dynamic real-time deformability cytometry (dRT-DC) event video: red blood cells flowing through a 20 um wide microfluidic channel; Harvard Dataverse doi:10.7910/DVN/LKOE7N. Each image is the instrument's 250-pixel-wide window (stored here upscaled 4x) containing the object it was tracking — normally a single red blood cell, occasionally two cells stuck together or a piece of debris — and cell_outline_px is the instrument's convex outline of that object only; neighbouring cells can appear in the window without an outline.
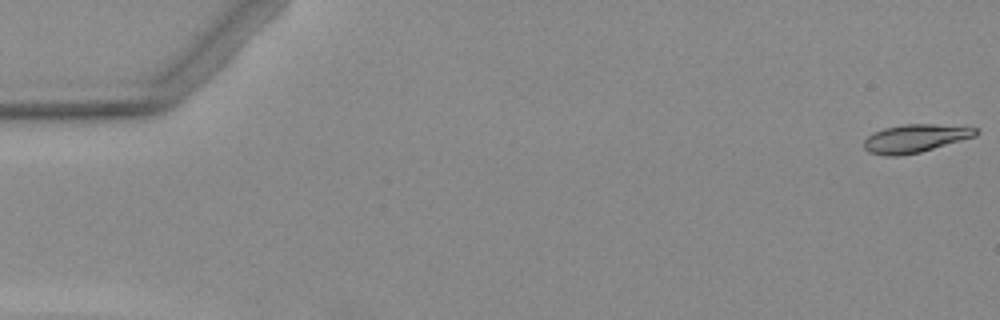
{"species": "Egyptian fruit bat (a non-hibernating species)", "species_latin": "Rousettus aegyptiacus", "temperature_condition": "warm", "stored_images_in_passage": 4, "camera_frame_rate_fps": 3000, "um_per_image_px": 0.085, "animal": {"sex": "female"}, "frame": {"image": 1, "passage_image": 1, "time_ms": 0.0, "image_size_px": [1000, 320], "cell_outline_px": [[980, 132], [976, 136], [920, 152], [900, 156], [884, 156], [868, 152], [864, 148], [864, 140], [872, 132], [884, 128], [904, 124], [936, 124], [976, 128]], "centroid_in_image_um": [77.76, 11.77], "position_along_channel_um": 7.2, "area_um2": 18.38}}